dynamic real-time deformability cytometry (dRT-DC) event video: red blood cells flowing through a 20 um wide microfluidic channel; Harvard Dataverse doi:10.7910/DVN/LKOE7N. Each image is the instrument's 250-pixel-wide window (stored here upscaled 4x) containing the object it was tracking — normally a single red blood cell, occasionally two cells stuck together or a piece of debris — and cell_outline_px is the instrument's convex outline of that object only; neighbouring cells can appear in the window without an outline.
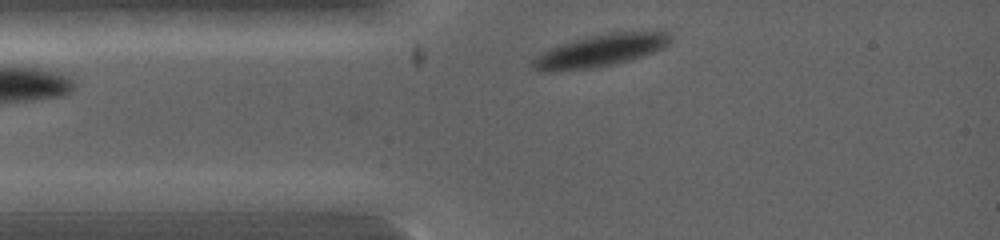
{"species": "common noctule bat (a hibernating species)", "species_latin": "Nyctalus noctula", "temperature_condition": "warm", "stored_images_in_passage": 7, "camera_frame_rate_fps": 5000, "um_per_image_px": 0.085, "animal": {"sex": "female", "body_mass_g": 19.0, "forearm_length_mm": 53.3}, "frame": {"image": 1, "passage_image": 2, "time_ms": 0.6, "image_size_px": [1000, 240], "cell_outline_px": [[672, 40], [664, 48], [628, 60], [612, 64], [588, 68], [552, 72], [544, 72], [532, 68], [528, 64], [536, 56], [560, 44], [608, 32], [656, 28], [672, 36]], "centroid_in_image_um": [51.09, 4.26], "position_along_channel_um": 33.9, "area_um2": 26.13}}
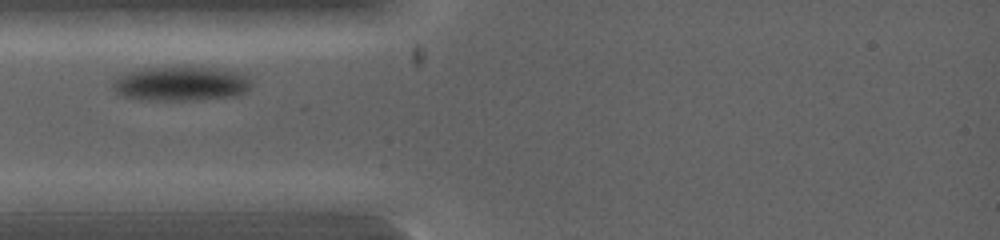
{"frame": {"image": 2, "passage_image": 4, "time_ms": 1.4, "image_size_px": [1000, 240], "cell_outline_px": [[252, 84], [240, 96], [192, 100], [140, 100], [124, 96], [116, 92], [112, 88], [112, 84], [124, 72], [140, 68], [208, 68], [236, 72], [244, 76]], "centroid_in_image_um": [15.32, 7.14], "position_along_channel_um": 69.7, "area_um2": 27.4}}
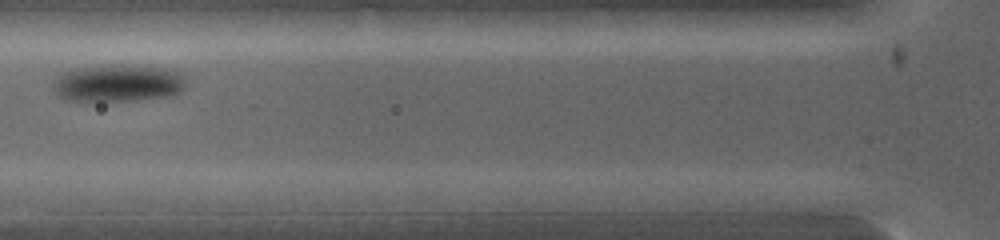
{"frame": {"image": 3, "passage_image": 6, "time_ms": 2.2, "image_size_px": [1000, 240], "cell_outline_px": [[184, 88], [180, 92], [172, 96], [136, 100], [64, 100], [56, 92], [52, 84], [64, 72], [80, 68], [112, 64], [120, 64], [172, 68], [184, 76]], "centroid_in_image_um": [10.1, 7.05], "position_along_channel_um": 115.7, "area_um2": 28.78}}